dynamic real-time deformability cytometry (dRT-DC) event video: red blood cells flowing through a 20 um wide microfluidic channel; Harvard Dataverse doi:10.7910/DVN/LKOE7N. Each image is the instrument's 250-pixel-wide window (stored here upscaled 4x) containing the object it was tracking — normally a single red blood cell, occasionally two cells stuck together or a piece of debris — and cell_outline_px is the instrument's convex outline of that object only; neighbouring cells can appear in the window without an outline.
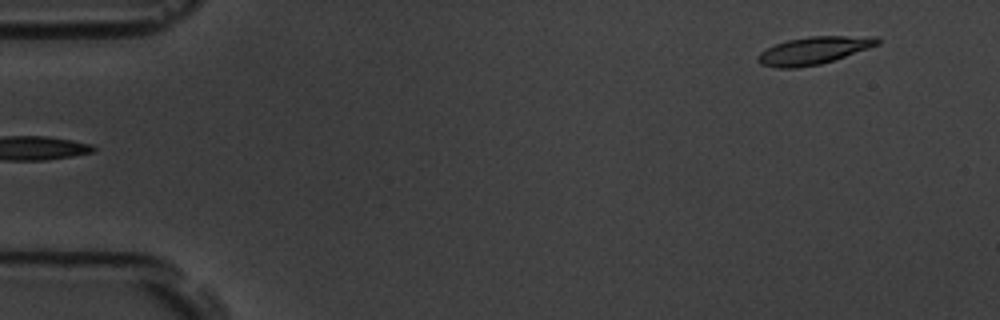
{"species": "common noctule bat (a hibernating species)", "species_latin": "Nyctalus noctula", "temperature_condition": "room temperature", "stored_images_in_passage": 4, "segment_of_instrument_passage": [2, 2], "camera_frame_rate_fps": 3000, "um_per_image_px": 0.085, "animal": {"sex": "male", "body_mass_g": 19.5, "forearm_length_mm": 54.6}, "frame": {"image": 1, "passage_image": 4, "time_ms": 4.333, "image_size_px": [1000, 320], "cell_outline_px": [[880, 44], [820, 64], [796, 68], [776, 68], [760, 64], [756, 60], [756, 56], [760, 52], [776, 44], [788, 40], [808, 36], [876, 36], [880, 40]], "centroid_in_image_um": [69.13, 4.29], "position_along_channel_um": 15.9, "area_um2": 19.07}}